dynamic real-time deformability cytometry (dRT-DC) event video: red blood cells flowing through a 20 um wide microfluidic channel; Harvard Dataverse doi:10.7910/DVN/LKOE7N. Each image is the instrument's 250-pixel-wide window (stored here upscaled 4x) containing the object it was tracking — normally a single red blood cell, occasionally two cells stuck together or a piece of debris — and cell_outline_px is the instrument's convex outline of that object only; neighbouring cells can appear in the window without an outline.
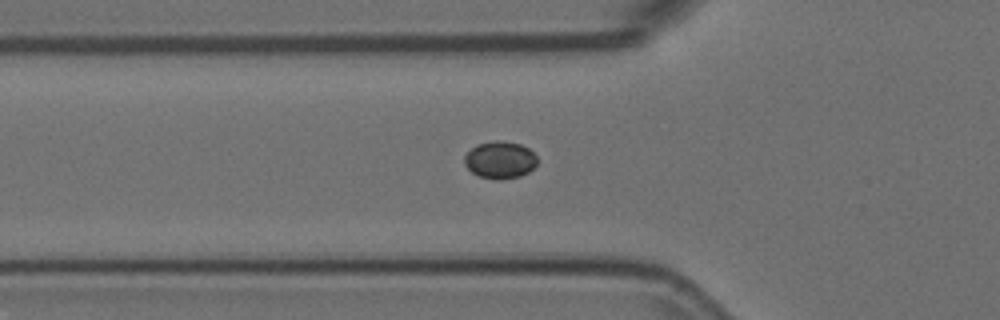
{"species": "Egyptian fruit bat (a non-hibernating species)", "species_latin": "Rousettus aegyptiacus", "temperature_condition": "room temperature", "stored_images_in_passage": 40, "segment_of_instrument_passage": [1, 2], "camera_frame_rate_fps": 3000, "um_per_image_px": 0.085, "animal": {"sex": "female"}, "frame": {"image": 1, "passage_image": 3, "time_ms": 0.667, "image_size_px": [1000, 320], "cell_outline_px": [[536, 164], [528, 172], [520, 176], [504, 180], [496, 180], [480, 176], [472, 172], [464, 164], [464, 156], [476, 144], [496, 140], [500, 140], [520, 144], [528, 148], [536, 156]], "centroid_in_image_um": [42.49, 13.6], "position_along_channel_um": 83.3, "area_um2": 15.78}}
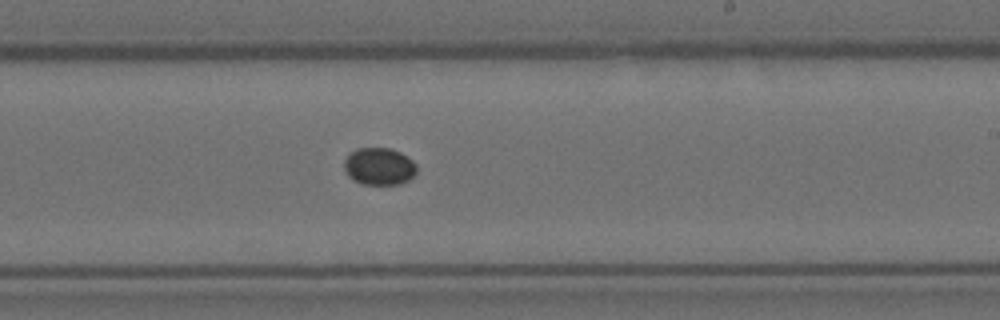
{"frame": {"image": 2, "passage_image": 17, "time_ms": 5.333, "image_size_px": [1000, 320], "cell_outline_px": [[416, 172], [408, 180], [400, 184], [360, 184], [352, 180], [348, 176], [344, 168], [344, 160], [356, 148], [388, 148], [400, 152], [412, 160], [416, 164]], "centroid_in_image_um": [32.21, 14.15], "position_along_channel_um": 256.8, "area_um2": 15.72}}
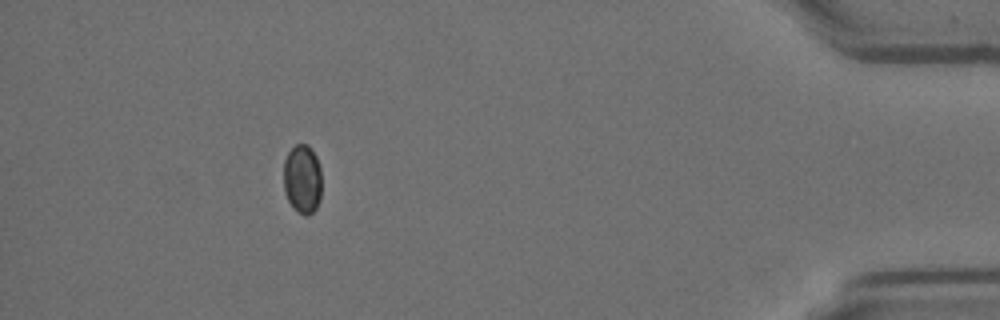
{"frame": {"image": 3, "passage_image": 34, "time_ms": 11.0, "image_size_px": [1000, 320], "cell_outline_px": [[320, 200], [316, 208], [308, 216], [304, 216], [288, 200], [284, 192], [284, 160], [288, 152], [296, 144], [308, 144], [316, 156], [320, 168]], "centroid_in_image_um": [25.7, 15.2], "position_along_channel_um": 409.5, "area_um2": 15.2}}